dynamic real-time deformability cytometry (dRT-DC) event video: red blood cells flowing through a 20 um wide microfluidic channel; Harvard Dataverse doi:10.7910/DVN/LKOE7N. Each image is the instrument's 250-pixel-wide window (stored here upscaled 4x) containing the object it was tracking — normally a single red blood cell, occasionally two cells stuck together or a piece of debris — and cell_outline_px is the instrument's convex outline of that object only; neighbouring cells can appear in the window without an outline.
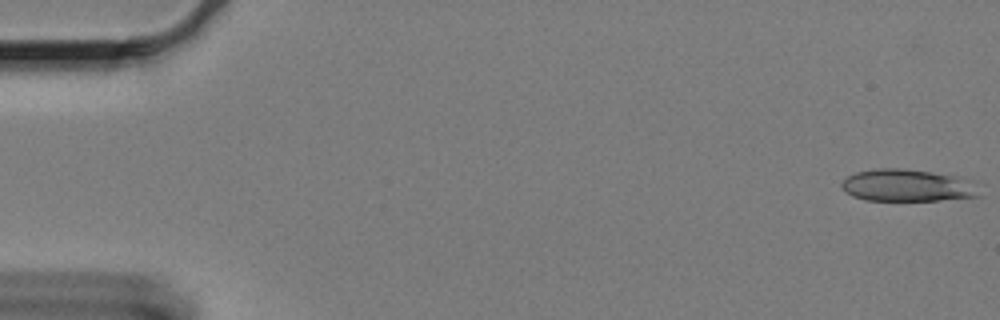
{"species": "Egyptian fruit bat (a non-hibernating species)", "species_latin": "Rousettus aegyptiacus", "temperature_condition": "cold", "stored_images_in_passage": 61, "camera_frame_rate_fps": 3000, "um_per_image_px": 0.085, "animal": {"sex": "female"}, "frame": {"image": 1, "passage_image": 1, "time_ms": 0.0, "image_size_px": [1000, 320], "cell_outline_px": [[984, 184], [980, 196], [940, 200], [864, 200], [852, 196], [840, 184], [848, 176], [856, 172], [876, 168], [900, 168], [932, 172], [960, 176], [976, 180]], "centroid_in_image_um": [77.3, 15.75], "position_along_channel_um": 7.7, "area_um2": 26.41}}
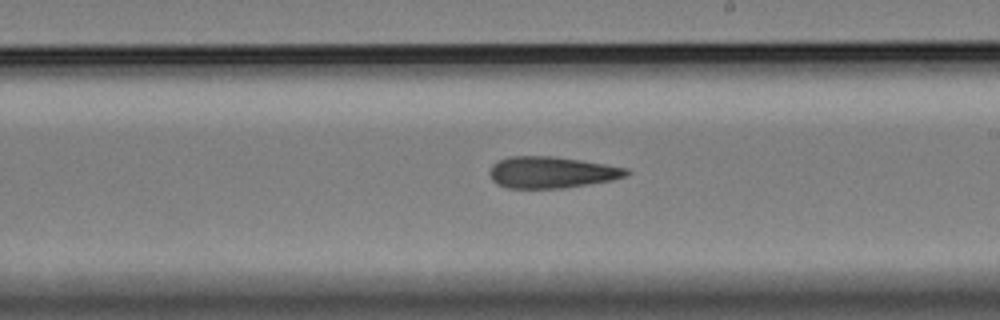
{"frame": {"image": 2, "passage_image": 35, "time_ms": 11.333, "image_size_px": [1000, 320], "cell_outline_px": [[632, 172], [624, 176], [612, 180], [564, 188], [508, 188], [496, 184], [492, 180], [488, 172], [492, 164], [508, 156], [552, 156], [580, 160], [628, 168]], "centroid_in_image_um": [46.85, 14.65], "position_along_channel_um": 242.2, "area_um2": 25.14}}
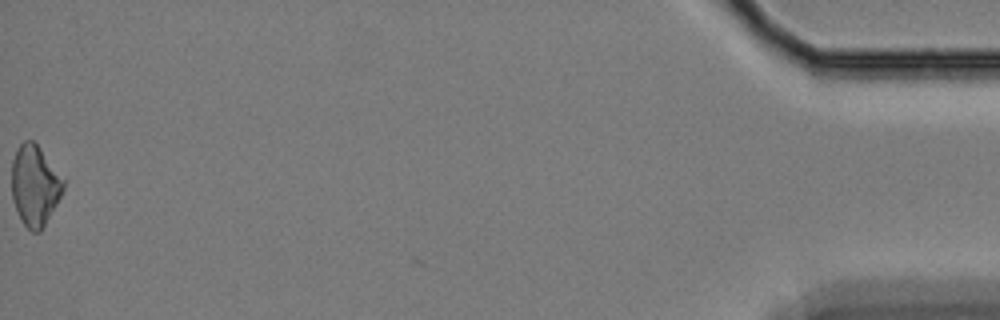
{"frame": {"image": 3, "passage_image": 61, "time_ms": 20.0, "image_size_px": [1000, 320], "cell_outline_px": [[64, 188], [56, 204], [40, 232], [32, 232], [24, 224], [16, 212], [12, 200], [12, 160], [16, 148], [24, 140], [32, 140], [36, 144], [64, 180]], "centroid_in_image_um": [2.92, 15.78], "position_along_channel_um": 432.3, "area_um2": 23.93}, "authors_computed_cell_mechanics": {"area_um2": 25.3164, "velocity_mm_per_s": 3.2847, "shape_relaxation_time_tau1_ms": null, "shape_relaxation_time_tau2_ms": 10.0358, "deformation_change_tau1": null, "deformation_change_tau2": 0.2254}}